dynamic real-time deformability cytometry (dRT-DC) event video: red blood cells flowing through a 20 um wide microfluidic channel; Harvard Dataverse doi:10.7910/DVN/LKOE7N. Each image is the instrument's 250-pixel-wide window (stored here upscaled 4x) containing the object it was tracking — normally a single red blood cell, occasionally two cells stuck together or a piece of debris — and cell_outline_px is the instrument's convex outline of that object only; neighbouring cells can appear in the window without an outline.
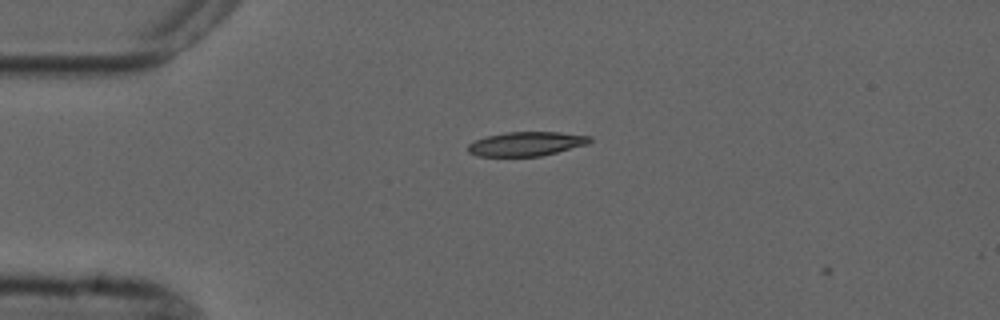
{"species": "common noctule bat (a hibernating species)", "species_latin": "Nyctalus noctula", "temperature_condition": "cold", "stored_images_in_passage": 4, "camera_frame_rate_fps": 3000, "um_per_image_px": 0.085, "animal": {"sex": "male", "forearm_length_mm": 52.5}, "frame": {"image": 1, "passage_image": 3, "time_ms": 2.333, "image_size_px": [1000, 320], "cell_outline_px": [[592, 140], [588, 144], [540, 156], [476, 156], [468, 152], [468, 144], [476, 140], [488, 136], [508, 132], [560, 132], [592, 136]], "centroid_in_image_um": [44.75, 12.22], "position_along_channel_um": 40.2, "area_um2": 17.05}}